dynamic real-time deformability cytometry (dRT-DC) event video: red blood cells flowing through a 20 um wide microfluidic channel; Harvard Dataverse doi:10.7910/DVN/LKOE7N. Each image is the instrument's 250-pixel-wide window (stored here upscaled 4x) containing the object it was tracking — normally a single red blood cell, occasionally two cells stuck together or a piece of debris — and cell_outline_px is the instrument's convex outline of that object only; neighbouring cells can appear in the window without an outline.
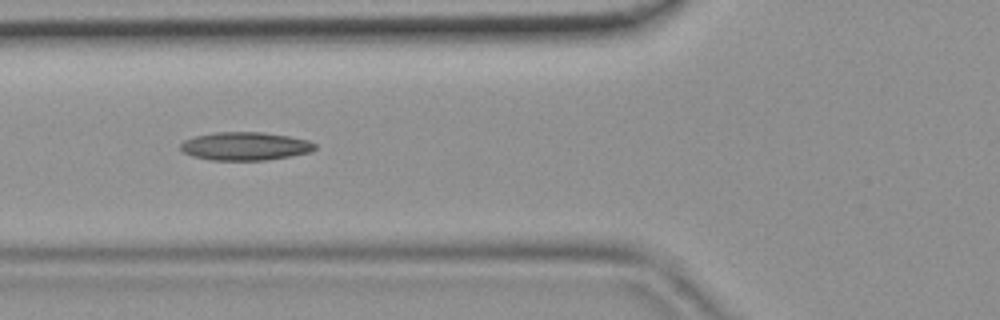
{"species": "common noctule bat (a hibernating species)", "species_latin": "Nyctalus noctula", "temperature_condition": "room temperature", "stored_images_in_passage": 6, "camera_frame_rate_fps": 3000, "um_per_image_px": 0.085, "animal": {"sex": "female", "body_mass_g": 19.9}, "frame": {"image": 1, "passage_image": 4, "time_ms": 1.0, "image_size_px": [1000, 320], "cell_outline_px": [[316, 148], [312, 152], [264, 160], [212, 160], [192, 156], [184, 152], [180, 148], [180, 144], [184, 140], [196, 136], [216, 132], [264, 132], [288, 136], [308, 140], [316, 144]], "centroid_in_image_um": [20.84, 12.42], "position_along_channel_um": 105.0, "area_um2": 22.02}}